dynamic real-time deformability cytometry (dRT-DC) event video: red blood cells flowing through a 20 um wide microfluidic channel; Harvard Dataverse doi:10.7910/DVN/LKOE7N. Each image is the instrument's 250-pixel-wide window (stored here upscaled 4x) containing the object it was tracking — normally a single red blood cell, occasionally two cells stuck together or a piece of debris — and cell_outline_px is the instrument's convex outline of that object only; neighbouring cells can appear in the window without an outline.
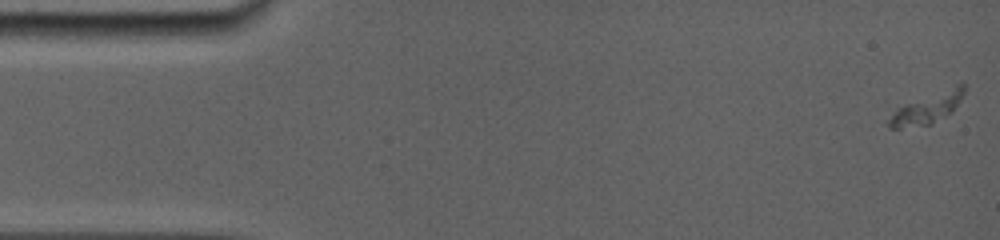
{"species": "common noctule bat (a hibernating species)", "species_latin": "Nyctalus noctula", "temperature_condition": "room temperature", "stored_images_in_passage": 17, "camera_frame_rate_fps": 5000, "um_per_image_px": 0.085, "animal": {"sex": "female", "body_mass_g": 19.0, "forearm_length_mm": 56.7}, "frame": {"image": 1, "passage_image": 1, "time_ms": 0.0, "image_size_px": [1000, 240], "cell_outline_px": [[964, 92], [960, 100], [952, 112], [932, 124], [900, 128], [888, 128], [888, 120], [896, 108], [960, 80], [964, 84]], "centroid_in_image_um": [78.87, 9.14], "position_along_channel_um": 6.1, "area_um2": 13.76}}
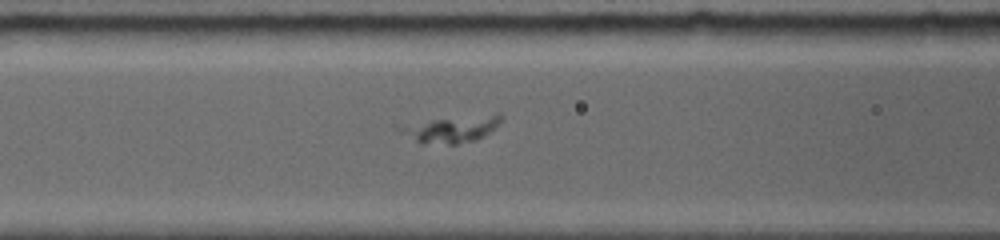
{"frame": {"image": 2, "passage_image": 11, "time_ms": 6.2, "image_size_px": [1000, 240], "cell_outline_px": [[500, 124], [484, 136], [476, 140], [456, 144], [420, 144], [396, 128], [392, 124], [496, 112], [500, 116]], "centroid_in_image_um": [38.3, 10.95], "position_along_channel_um": 128.3, "area_um2": 16.24}}
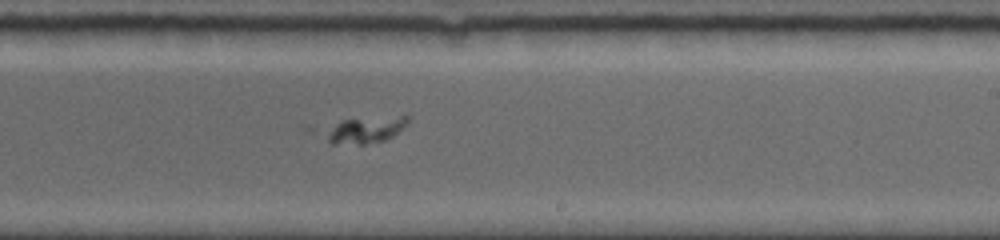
{"frame": {"image": 3, "passage_image": 17, "time_ms": 9.6, "image_size_px": [1000, 240], "cell_outline_px": [[408, 124], [392, 136], [384, 140], [364, 144], [332, 144], [328, 140], [328, 132], [340, 120], [400, 116], [408, 116]], "centroid_in_image_um": [31.11, 11.05], "position_along_channel_um": 257.9, "area_um2": 12.14}}